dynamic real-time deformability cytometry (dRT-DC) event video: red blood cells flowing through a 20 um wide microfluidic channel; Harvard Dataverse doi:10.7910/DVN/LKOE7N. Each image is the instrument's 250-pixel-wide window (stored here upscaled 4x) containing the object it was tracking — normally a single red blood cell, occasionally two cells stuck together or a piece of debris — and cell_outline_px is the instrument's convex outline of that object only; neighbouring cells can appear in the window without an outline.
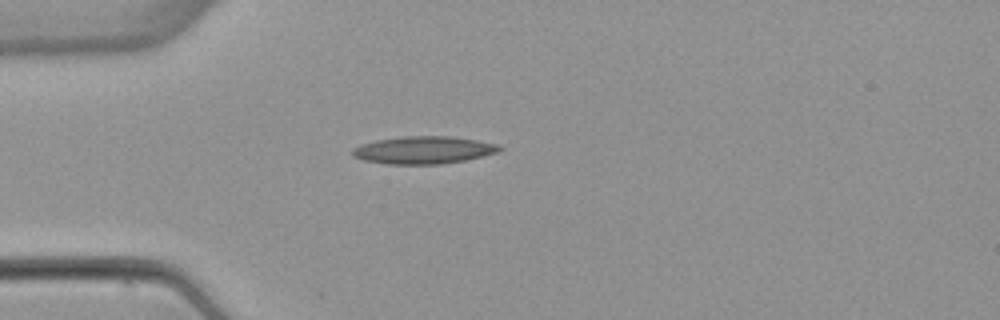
{"species": "common noctule bat (a hibernating species)", "species_latin": "Nyctalus noctula", "temperature_condition": "warm", "stored_images_in_passage": 34, "camera_frame_rate_fps": 3000, "um_per_image_px": 0.085, "animal": {"sex": "female", "body_mass_g": 22.7, "forearm_length_mm": 54.2}, "frame": {"image": 1, "passage_image": 1, "time_ms": 0.0, "image_size_px": [1000, 320], "cell_outline_px": [[504, 148], [496, 152], [464, 160], [440, 164], [388, 164], [364, 160], [352, 156], [352, 148], [360, 144], [376, 140], [404, 136], [448, 136], [476, 140], [500, 144]], "centroid_in_image_um": [35.97, 12.75], "position_along_channel_um": 49.0, "area_um2": 23.47}}
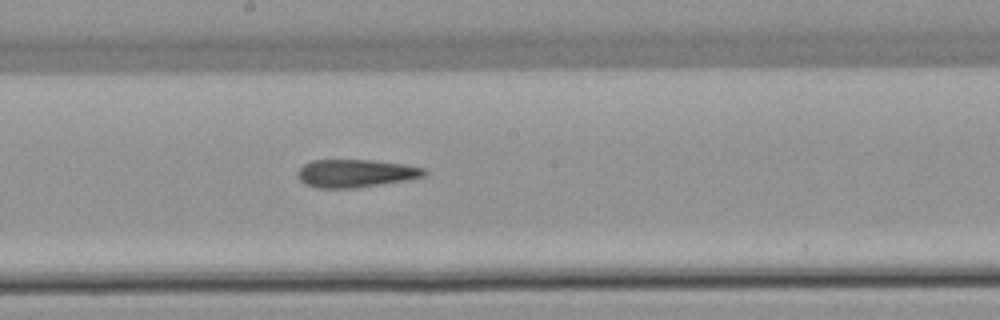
{"frame": {"image": 2, "passage_image": 15, "time_ms": 4.667, "image_size_px": [1000, 320], "cell_outline_px": [[428, 172], [424, 176], [404, 180], [356, 188], [316, 188], [304, 184], [296, 176], [296, 172], [304, 164], [312, 160], [372, 160], [404, 164], [424, 168]], "centroid_in_image_um": [30.18, 14.73], "position_along_channel_um": 218.0, "area_um2": 20.63}}
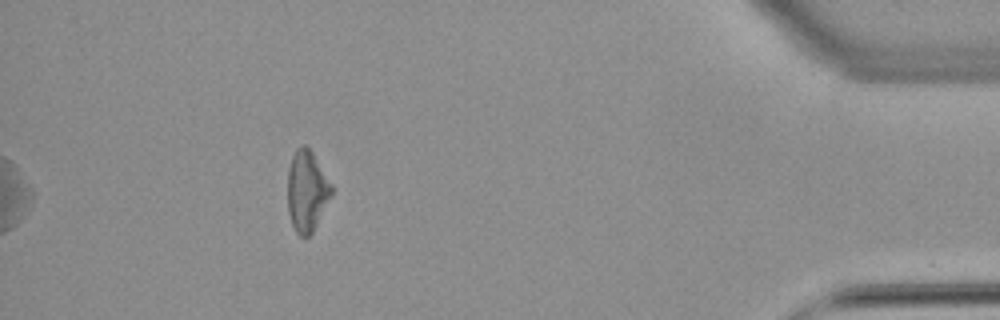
{"frame": {"image": 3, "passage_image": 34, "time_ms": 11.0, "image_size_px": [1000, 320], "cell_outline_px": [[332, 192], [312, 232], [308, 236], [300, 236], [296, 232], [292, 224], [288, 212], [288, 168], [292, 156], [296, 148], [300, 144], [304, 144], [312, 152], [332, 184]], "centroid_in_image_um": [26.06, 16.2], "position_along_channel_um": 409.1, "area_um2": 20.4}, "authors_computed_cell_mechanics": {"area_um2": 21.1548, "velocity_mm_per_s": 3.9034, "shape_relaxation_time_tau1_ms": null, "shape_relaxation_time_tau2_ms": 5.2492, "deformation_change_tau1": null, "deformation_change_tau2": 0.1944}}